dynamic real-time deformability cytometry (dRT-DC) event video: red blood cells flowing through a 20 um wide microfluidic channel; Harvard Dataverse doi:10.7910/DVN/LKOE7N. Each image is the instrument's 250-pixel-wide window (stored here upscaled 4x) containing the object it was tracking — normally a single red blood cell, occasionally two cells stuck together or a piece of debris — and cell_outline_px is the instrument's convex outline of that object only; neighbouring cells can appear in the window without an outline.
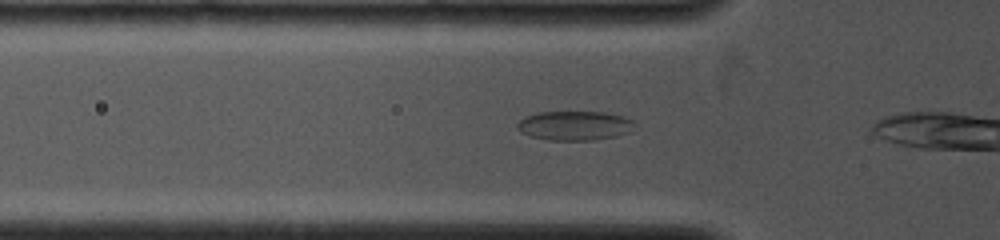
{"species": "common noctule bat (a hibernating species)", "species_latin": "Nyctalus noctula", "temperature_condition": "cold", "stored_images_in_passage": 17, "camera_frame_rate_fps": 4000, "um_per_image_px": 0.085, "animal": {"sex": "female", "body_mass_g": 19.0, "forearm_length_mm": 53.3}, "frame": {"image": 1, "passage_image": 3, "time_ms": 0.5, "image_size_px": [1000, 240], "cell_outline_px": [[632, 132], [616, 136], [592, 140], [548, 140], [532, 136], [520, 132], [516, 128], [516, 124], [524, 116], [540, 112], [604, 112], [624, 116], [632, 120]], "centroid_in_image_um": [48.82, 10.67], "position_along_channel_um": 77.0, "area_um2": 20.06}}
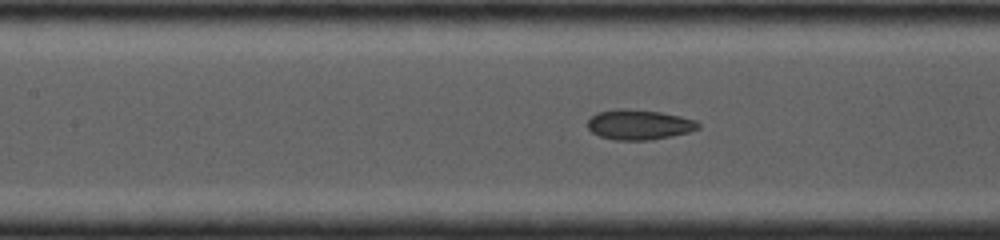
{"frame": {"image": 2, "passage_image": 10, "time_ms": 2.25, "image_size_px": [1000, 240], "cell_outline_px": [[700, 128], [688, 132], [672, 136], [648, 140], [616, 140], [600, 136], [592, 132], [588, 128], [588, 120], [596, 112], [620, 108], [624, 108], [660, 112], [680, 116], [696, 120], [700, 124]], "centroid_in_image_um": [54.32, 10.59], "position_along_channel_um": 153.1, "area_um2": 19.36}}
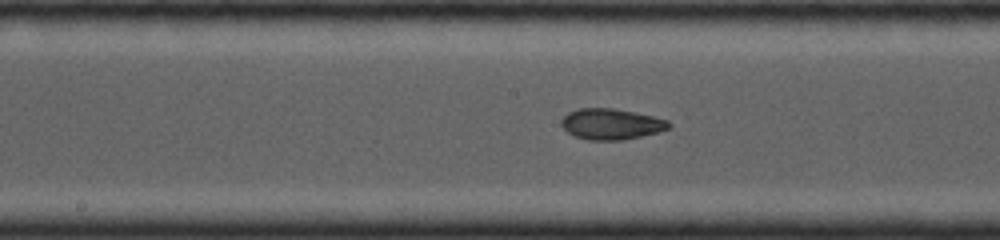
{"frame": {"image": 3, "passage_image": 15, "time_ms": 3.25, "image_size_px": [1000, 240], "cell_outline_px": [[672, 128], [660, 132], [620, 140], [588, 140], [576, 136], [568, 132], [560, 124], [560, 120], [568, 112], [576, 108], [612, 108], [636, 112], [668, 120], [672, 124]], "centroid_in_image_um": [51.97, 10.53], "position_along_channel_um": 196.2, "area_um2": 19.48}}